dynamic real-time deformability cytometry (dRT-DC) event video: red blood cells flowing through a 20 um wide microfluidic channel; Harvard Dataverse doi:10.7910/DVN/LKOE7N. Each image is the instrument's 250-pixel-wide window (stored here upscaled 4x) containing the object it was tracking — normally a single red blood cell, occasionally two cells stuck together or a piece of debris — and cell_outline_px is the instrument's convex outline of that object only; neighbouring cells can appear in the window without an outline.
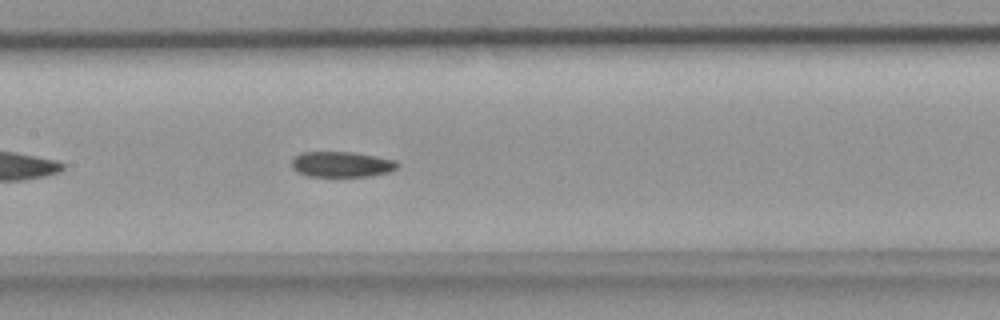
{"species": "common noctule bat (a hibernating species)", "species_latin": "Nyctalus noctula", "temperature_condition": "room temperature", "stored_images_in_passage": 33, "camera_frame_rate_fps": 3000, "um_per_image_px": 0.085, "animal": {"sex": "female", "body_mass_g": 18.4}, "frame": {"image": 1, "passage_image": 10, "time_ms": 3.0, "image_size_px": [1000, 320], "cell_outline_px": [[400, 164], [396, 168], [388, 172], [368, 176], [308, 176], [292, 168], [292, 160], [300, 152], [352, 152], [396, 160]], "centroid_in_image_um": [29.04, 13.96], "position_along_channel_um": 178.4, "area_um2": 15.55}}
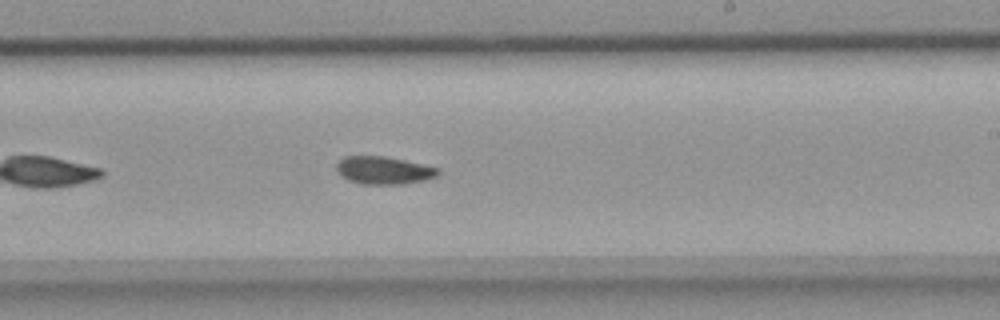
{"frame": {"image": 2, "passage_image": 15, "time_ms": 4.667, "image_size_px": [1000, 320], "cell_outline_px": [[440, 172], [436, 176], [424, 180], [404, 184], [360, 184], [348, 180], [336, 168], [336, 164], [344, 156], [384, 156], [404, 160], [440, 168]], "centroid_in_image_um": [32.63, 14.48], "position_along_channel_um": 256.4, "area_um2": 16.3}}
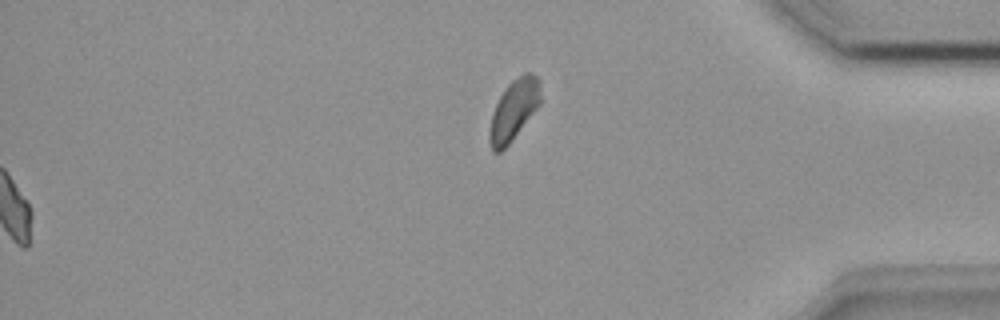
{"frame": {"image": 3, "passage_image": 33, "time_ms": 10.667, "image_size_px": [1000, 320], "cell_outline_px": [[540, 104], [508, 144], [500, 152], [492, 152], [488, 140], [488, 132], [492, 112], [504, 88], [512, 80], [524, 72], [532, 72], [540, 80]], "centroid_in_image_um": [43.65, 9.33], "position_along_channel_um": 391.6, "area_um2": 18.03}}